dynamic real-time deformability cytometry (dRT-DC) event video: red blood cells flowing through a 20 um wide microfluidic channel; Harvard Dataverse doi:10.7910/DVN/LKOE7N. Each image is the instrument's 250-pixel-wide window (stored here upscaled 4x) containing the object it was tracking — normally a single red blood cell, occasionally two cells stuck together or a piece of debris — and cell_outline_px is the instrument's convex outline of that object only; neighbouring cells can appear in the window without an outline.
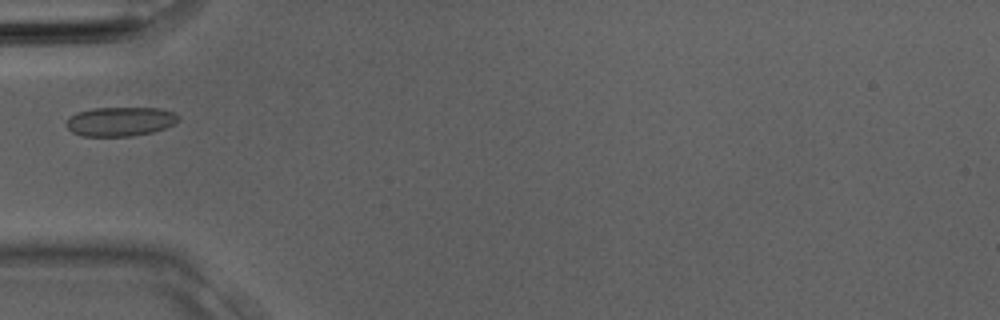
{"species": "Egyptian fruit bat (a non-hibernating species)", "species_latin": "Rousettus aegyptiacus", "temperature_condition": "room temperature", "stored_images_in_passage": 2, "camera_frame_rate_fps": 3000, "um_per_image_px": 0.085, "animal": {"sex": "male"}, "frame": {"image": 1, "passage_image": 2, "time_ms": 0.333, "image_size_px": [1000, 320], "cell_outline_px": [[180, 116], [172, 124], [164, 128], [152, 132], [132, 136], [80, 136], [72, 132], [64, 124], [72, 116], [80, 112], [92, 108], [160, 108], [176, 112]], "centroid_in_image_um": [10.22, 10.33], "position_along_channel_um": 74.8, "area_um2": 18.96}}